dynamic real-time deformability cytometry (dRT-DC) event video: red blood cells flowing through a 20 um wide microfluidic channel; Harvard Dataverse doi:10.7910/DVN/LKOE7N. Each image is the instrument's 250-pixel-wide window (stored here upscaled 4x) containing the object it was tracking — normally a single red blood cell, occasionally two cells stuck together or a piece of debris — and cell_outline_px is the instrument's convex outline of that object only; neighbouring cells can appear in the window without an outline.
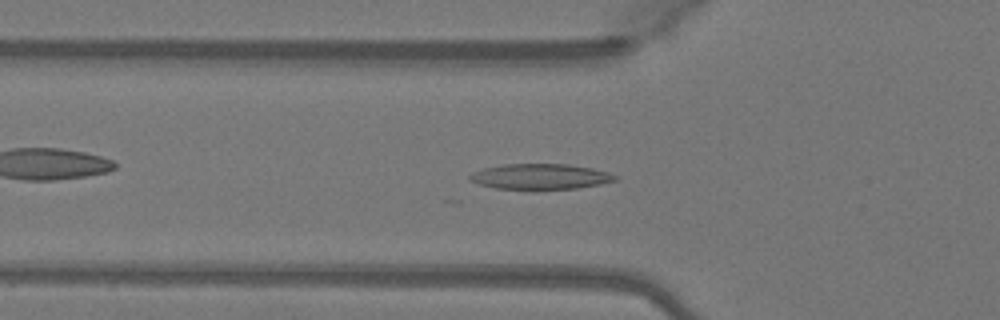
{"species": "Egyptian fruit bat (a non-hibernating species)", "species_latin": "Rousettus aegyptiacus", "temperature_condition": "warm", "stored_images_in_passage": 38, "camera_frame_rate_fps": 3000, "um_per_image_px": 0.085, "animal": {"sex": "female"}, "frame": {"image": 1, "passage_image": 8, "time_ms": 2.333, "image_size_px": [1000, 320], "cell_outline_px": [[616, 180], [600, 184], [576, 188], [532, 192], [496, 188], [480, 184], [468, 180], [468, 176], [472, 172], [484, 168], [504, 164], [568, 164], [592, 168], [608, 172], [616, 176]], "centroid_in_image_um": [45.88, 15.04], "position_along_channel_um": 79.9, "area_um2": 22.31}}
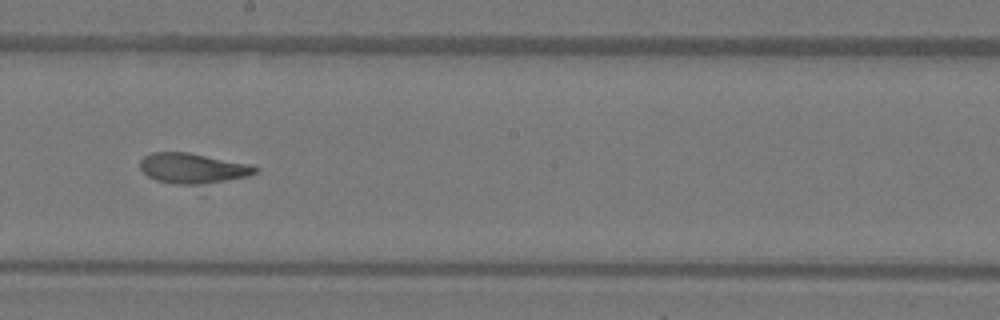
{"frame": {"image": 2, "passage_image": 19, "time_ms": 6.0, "image_size_px": [1000, 320], "cell_outline_px": [[260, 168], [256, 172], [248, 176], [200, 184], [176, 184], [156, 180], [148, 176], [140, 168], [140, 160], [144, 156], [152, 152], [188, 152], [248, 164]], "centroid_in_image_um": [16.34, 14.29], "position_along_channel_um": 231.9, "area_um2": 19.94}}
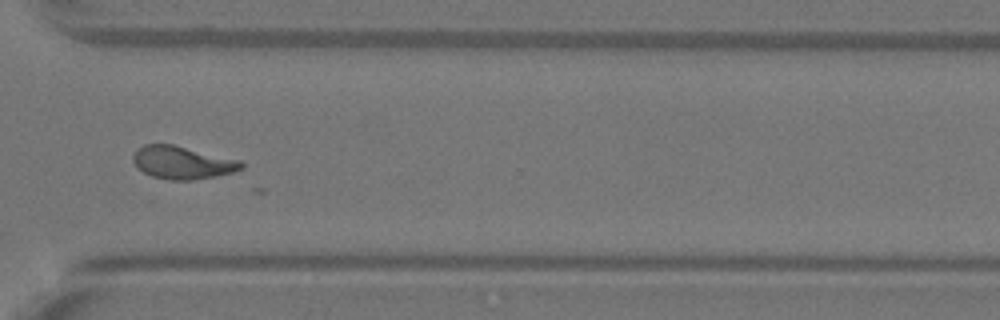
{"frame": {"image": 3, "passage_image": 28, "time_ms": 9.0, "image_size_px": [1000, 320], "cell_outline_px": [[244, 168], [232, 172], [216, 176], [192, 180], [172, 180], [152, 176], [136, 168], [132, 160], [132, 156], [136, 148], [144, 144], [172, 144], [240, 160], [244, 164]], "centroid_in_image_um": [15.46, 13.81], "position_along_channel_um": 355.1, "area_um2": 20.75}}